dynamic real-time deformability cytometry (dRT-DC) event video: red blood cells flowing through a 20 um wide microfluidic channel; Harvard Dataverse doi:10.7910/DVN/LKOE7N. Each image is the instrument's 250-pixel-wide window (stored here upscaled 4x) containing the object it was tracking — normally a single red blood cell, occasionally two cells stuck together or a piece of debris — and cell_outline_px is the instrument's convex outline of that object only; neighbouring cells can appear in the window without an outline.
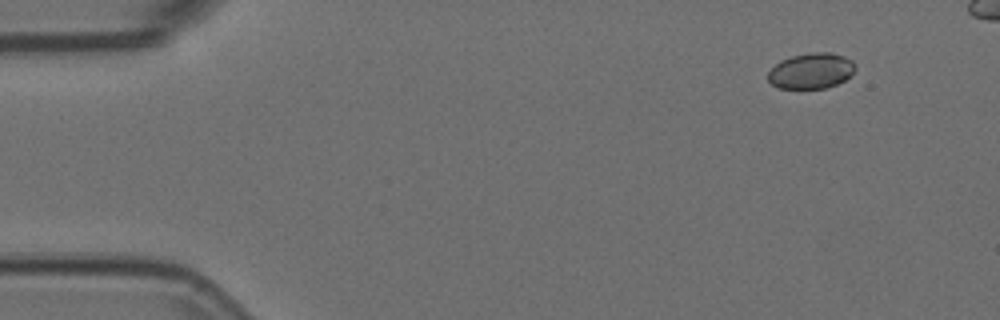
{"species": "Egyptian fruit bat (a non-hibernating species)", "species_latin": "Rousettus aegyptiacus", "temperature_condition": "room temperature", "stored_images_in_passage": 46, "camera_frame_rate_fps": 3000, "um_per_image_px": 0.085, "animal": {"sex": "female"}, "frame": {"image": 1, "passage_image": 1, "time_ms": 0.0, "image_size_px": [1000, 320], "cell_outline_px": [[856, 68], [844, 80], [836, 84], [824, 88], [780, 88], [772, 84], [768, 80], [768, 72], [780, 60], [792, 56], [812, 52], [832, 52], [844, 56], [852, 60], [856, 64]], "centroid_in_image_um": [68.96, 6.01], "position_along_channel_um": 16.0, "area_um2": 18.03}}
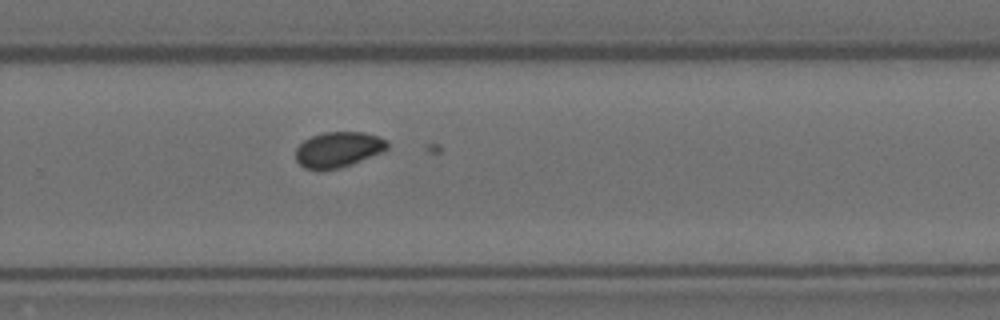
{"frame": {"image": 2, "passage_image": 32, "time_ms": 10.333, "image_size_px": [1000, 320], "cell_outline_px": [[388, 148], [384, 152], [340, 168], [320, 172], [304, 168], [296, 160], [296, 148], [304, 140], [312, 136], [324, 132], [364, 132], [388, 140]], "centroid_in_image_um": [28.74, 12.73], "position_along_channel_um": 301.1, "area_um2": 19.25}}
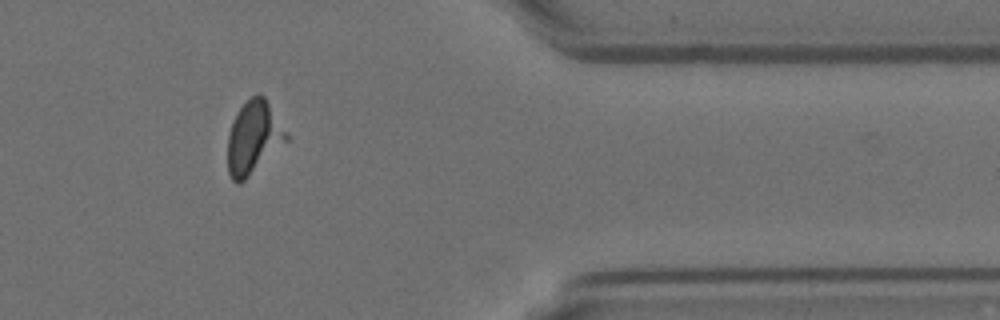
{"frame": {"image": 3, "passage_image": 41, "time_ms": 13.333, "image_size_px": [1000, 320], "cell_outline_px": [[292, 136], [288, 140], [240, 184], [236, 184], [232, 180], [228, 172], [228, 132], [240, 108], [256, 92], [260, 92], [264, 96]], "centroid_in_image_um": [21.59, 11.68], "position_along_channel_um": 389.8, "area_um2": 25.03}}